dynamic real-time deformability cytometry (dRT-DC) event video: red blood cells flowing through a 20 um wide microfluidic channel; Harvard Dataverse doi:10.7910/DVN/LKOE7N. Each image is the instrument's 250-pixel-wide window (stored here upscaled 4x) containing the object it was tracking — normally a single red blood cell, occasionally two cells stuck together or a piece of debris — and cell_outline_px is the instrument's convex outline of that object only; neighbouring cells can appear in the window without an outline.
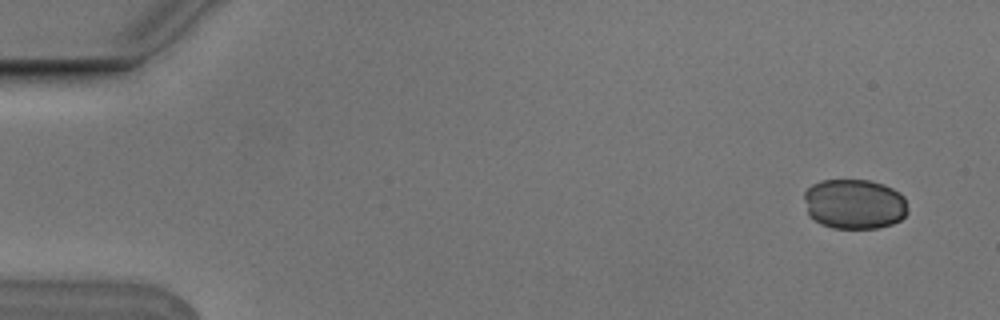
{"species": "Egyptian fruit bat (a non-hibernating species)", "species_latin": "Rousettus aegyptiacus", "temperature_condition": "cold", "stored_images_in_passage": 6, "camera_frame_rate_fps": 3000, "um_per_image_px": 0.085, "animal": {"sex": "male"}, "frame": {"image": 1, "passage_image": 1, "time_ms": 0.0, "image_size_px": [1000, 320], "cell_outline_px": [[908, 212], [900, 220], [892, 224], [876, 228], [832, 228], [820, 224], [808, 216], [804, 200], [804, 192], [812, 184], [820, 180], [868, 180], [884, 184], [900, 192], [904, 196]], "centroid_in_image_um": [72.6, 17.34], "position_along_channel_um": 12.4, "area_um2": 30.52}}